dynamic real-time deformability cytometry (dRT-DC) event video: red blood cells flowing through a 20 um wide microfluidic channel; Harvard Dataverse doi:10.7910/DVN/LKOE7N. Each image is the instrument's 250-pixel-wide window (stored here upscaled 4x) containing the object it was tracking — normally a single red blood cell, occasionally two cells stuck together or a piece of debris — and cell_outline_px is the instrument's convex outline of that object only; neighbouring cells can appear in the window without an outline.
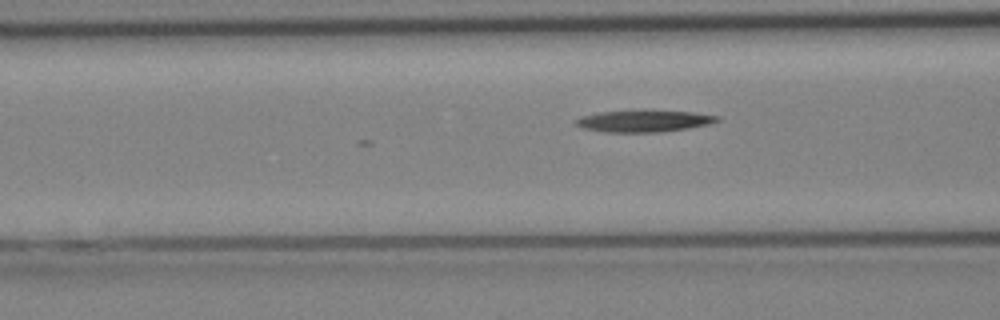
{"species": "Egyptian fruit bat (a non-hibernating species)", "species_latin": "Rousettus aegyptiacus", "temperature_condition": "cold", "stored_images_in_passage": 7, "camera_frame_rate_fps": 3000, "um_per_image_px": 0.085, "animal": {"sex": "female"}, "frame": {"image": 1, "passage_image": 7, "time_ms": 2.0, "image_size_px": [1000, 320], "cell_outline_px": [[720, 120], [708, 124], [688, 128], [660, 132], [604, 132], [584, 128], [576, 124], [572, 120], [580, 116], [600, 112], [640, 108], [648, 108], [692, 112], [720, 116]], "centroid_in_image_um": [54.71, 10.24], "position_along_channel_um": 111.9, "area_um2": 18.73}}